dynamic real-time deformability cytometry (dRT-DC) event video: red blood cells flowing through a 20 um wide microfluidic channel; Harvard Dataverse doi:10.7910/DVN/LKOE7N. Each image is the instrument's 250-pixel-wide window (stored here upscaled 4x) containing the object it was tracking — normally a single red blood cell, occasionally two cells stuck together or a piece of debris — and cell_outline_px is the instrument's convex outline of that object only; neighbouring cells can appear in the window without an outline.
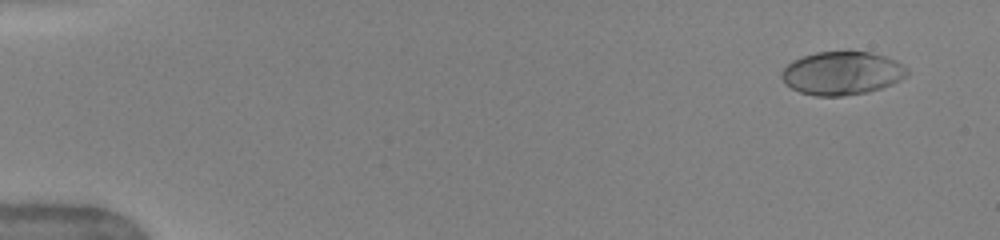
{"species": "human", "species_latin": "Homo sapiens", "temperature_condition": "warm", "stored_images_in_passage": 48, "camera_frame_rate_fps": 3000, "um_per_image_px": 0.085, "donor": {"sex": "female"}, "frame": {"image": 1, "passage_image": 1, "time_ms": 0.0, "image_size_px": [1000, 240], "cell_outline_px": [[908, 76], [892, 84], [868, 92], [840, 96], [816, 96], [800, 92], [784, 84], [780, 76], [784, 68], [792, 60], [816, 52], [872, 52], [896, 60], [908, 68]], "centroid_in_image_um": [71.57, 6.22], "position_along_channel_um": 13.4, "area_um2": 31.73}}
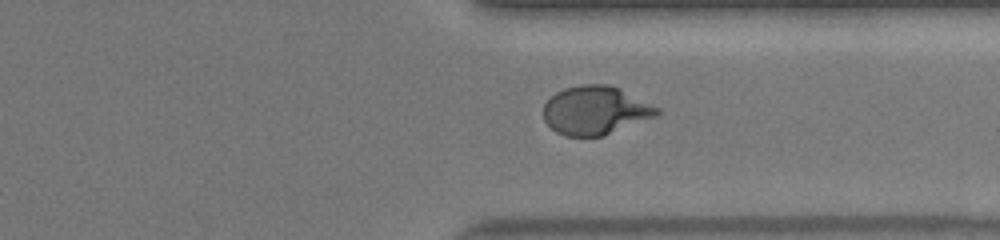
{"frame": {"image": 2, "passage_image": 37, "time_ms": 12.0, "image_size_px": [1000, 240], "cell_outline_px": [[660, 116], [604, 136], [564, 136], [556, 132], [544, 120], [544, 104], [556, 92], [564, 88], [580, 84], [608, 84], [660, 108]], "centroid_in_image_um": [50.63, 9.4], "position_along_channel_um": 360.8, "area_um2": 32.25}}
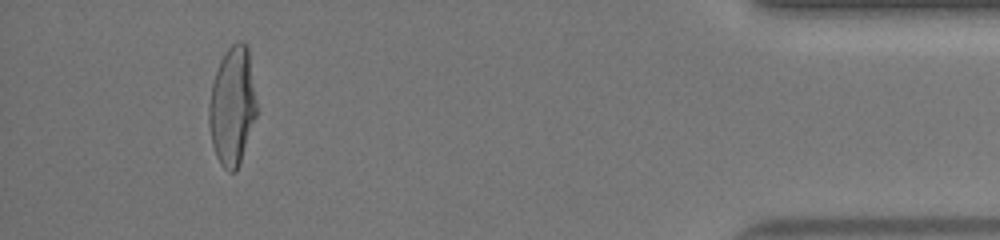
{"frame": {"image": 3, "passage_image": 45, "time_ms": 14.667, "image_size_px": [1000, 240], "cell_outline_px": [[256, 116], [240, 164], [236, 172], [228, 172], [220, 164], [216, 156], [212, 144], [208, 124], [208, 104], [212, 84], [220, 60], [228, 48], [232, 44], [240, 40], [248, 44], [256, 100]], "centroid_in_image_um": [19.74, 9.03], "position_along_channel_um": 415.5, "area_um2": 33.18}, "authors_computed_cell_mechanics": {"area_um2": 31.5877, "velocity_mm_per_s": 4.054, "shape_relaxation_time_tau1_ms": 4.3032, "shape_relaxation_time_tau2_ms": null, "deformation_change_tau1": 0.2362, "deformation_change_tau2": null}}